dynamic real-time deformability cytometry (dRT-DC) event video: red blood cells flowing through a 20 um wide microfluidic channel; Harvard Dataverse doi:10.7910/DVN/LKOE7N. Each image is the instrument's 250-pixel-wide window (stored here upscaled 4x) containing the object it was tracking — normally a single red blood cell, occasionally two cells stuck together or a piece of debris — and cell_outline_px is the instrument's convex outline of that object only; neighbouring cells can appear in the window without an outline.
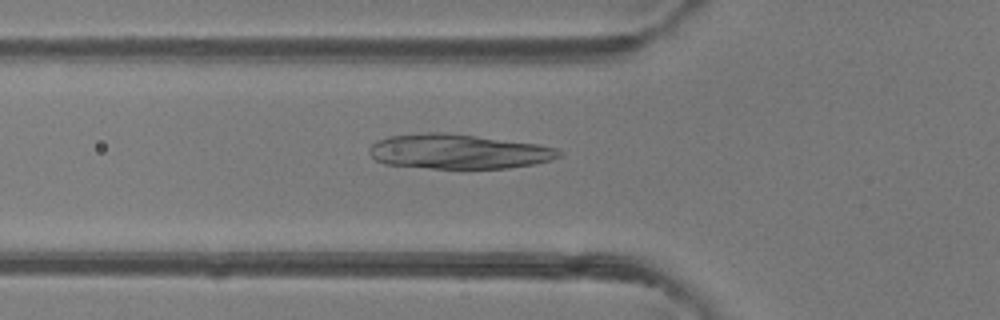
{"species": "common noctule bat (a hibernating species)", "species_latin": "Nyctalus noctula", "temperature_condition": "room temperature", "stored_images_in_passage": 43, "camera_frame_rate_fps": 3000, "um_per_image_px": 0.085, "animal": {"sex": "female"}, "frame": {"image": 1, "passage_image": 11, "time_ms": 3.333, "image_size_px": [1000, 320], "cell_outline_px": [[564, 152], [560, 156], [552, 160], [536, 164], [508, 168], [432, 168], [384, 164], [376, 160], [368, 152], [368, 148], [376, 140], [388, 136], [424, 132], [444, 132], [476, 136], [536, 144], [556, 148]], "centroid_in_image_um": [38.94, 12.88], "position_along_channel_um": 86.9, "area_um2": 38.44}}
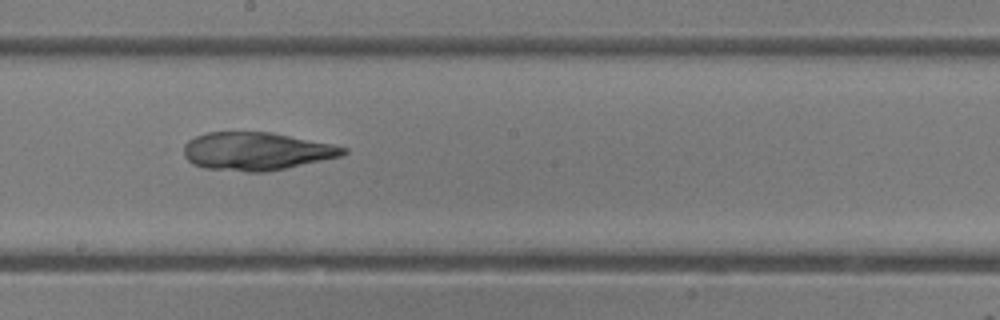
{"frame": {"image": 2, "passage_image": 21, "time_ms": 6.667, "image_size_px": [1000, 320], "cell_outline_px": [[348, 152], [340, 156], [284, 168], [264, 172], [244, 172], [204, 168], [192, 164], [184, 156], [184, 144], [188, 140], [196, 136], [208, 132], [272, 132], [332, 144], [348, 148]], "centroid_in_image_um": [21.75, 12.85], "position_along_channel_um": 226.4, "area_um2": 35.2}}
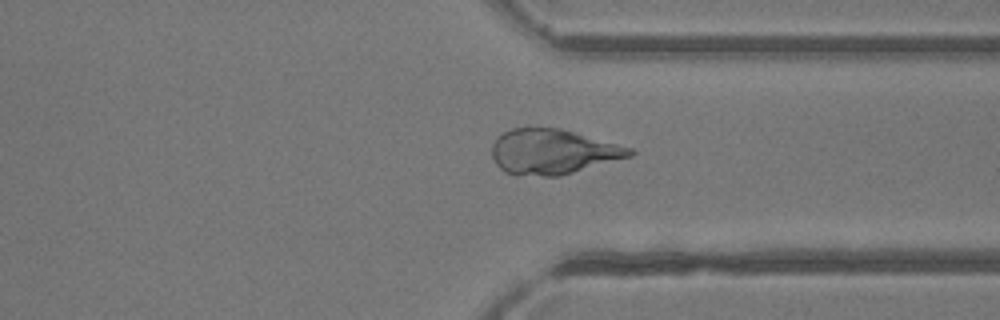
{"frame": {"image": 3, "passage_image": 31, "time_ms": 10.0, "image_size_px": [1000, 320], "cell_outline_px": [[636, 152], [632, 156], [560, 176], [516, 176], [504, 172], [496, 164], [492, 156], [492, 144], [496, 136], [512, 128], [560, 128], [632, 148]], "centroid_in_image_um": [46.95, 12.91], "position_along_channel_um": 364.4, "area_um2": 36.36}}